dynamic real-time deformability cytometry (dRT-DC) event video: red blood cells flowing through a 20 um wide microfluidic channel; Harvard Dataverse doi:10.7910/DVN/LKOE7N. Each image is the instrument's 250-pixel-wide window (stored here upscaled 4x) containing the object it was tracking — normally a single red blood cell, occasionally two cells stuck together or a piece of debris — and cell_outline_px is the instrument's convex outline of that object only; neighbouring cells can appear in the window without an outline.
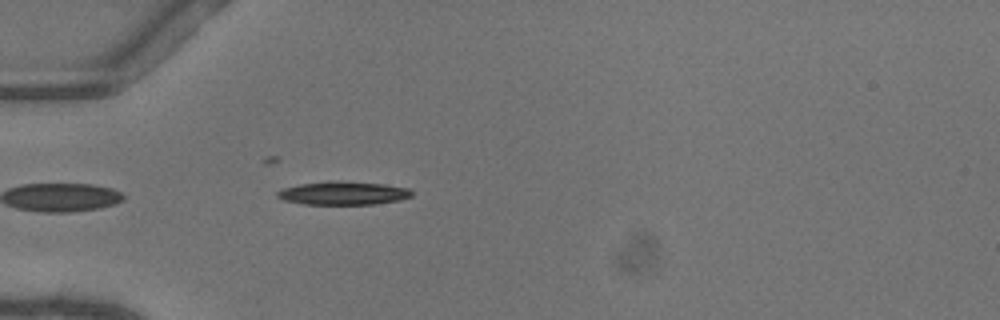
{"species": "common noctule bat (a hibernating species)", "species_latin": "Nyctalus noctula", "temperature_condition": "warm", "stored_images_in_passage": 33, "camera_frame_rate_fps": 3000, "um_per_image_px": 0.085, "animal": {"sex": "female"}, "frame": {"image": 1, "passage_image": 2, "time_ms": 0.333, "image_size_px": [1000, 320], "cell_outline_px": [[412, 196], [400, 200], [372, 204], [304, 204], [284, 200], [276, 196], [276, 192], [284, 188], [300, 184], [328, 180], [384, 184], [408, 188], [412, 192]], "centroid_in_image_um": [29.16, 16.41], "position_along_channel_um": 55.8, "area_um2": 18.21}}
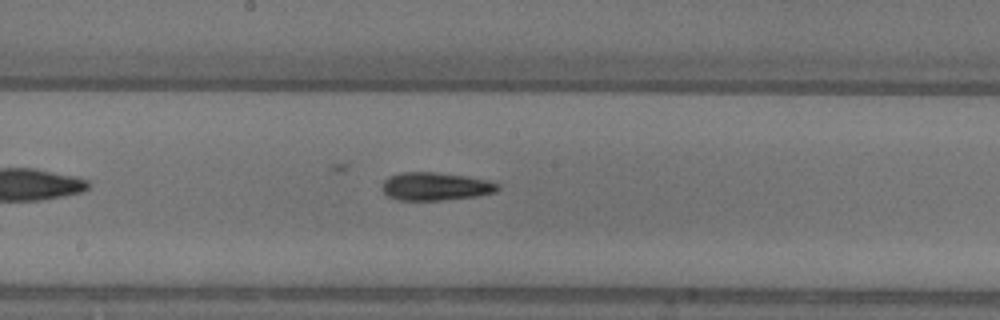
{"frame": {"image": 2, "passage_image": 14, "time_ms": 4.333, "image_size_px": [1000, 320], "cell_outline_px": [[500, 188], [496, 192], [476, 196], [440, 200], [400, 200], [388, 196], [384, 192], [384, 180], [388, 176], [404, 172], [432, 172], [464, 176], [488, 180], [500, 184]], "centroid_in_image_um": [37.05, 15.84], "position_along_channel_um": 211.2, "area_um2": 18.67}}
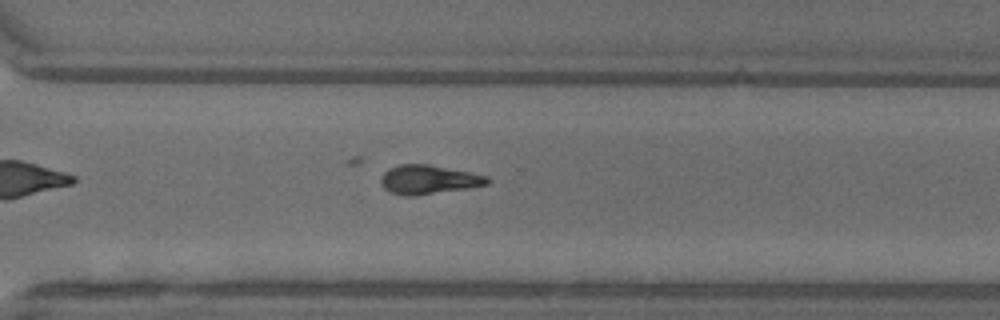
{"frame": {"image": 3, "passage_image": 23, "time_ms": 7.333, "image_size_px": [1000, 320], "cell_outline_px": [[492, 180], [488, 184], [468, 188], [416, 196], [404, 196], [392, 192], [384, 188], [380, 184], [380, 180], [384, 172], [388, 168], [400, 164], [428, 164], [488, 176]], "centroid_in_image_um": [36.42, 15.27], "position_along_channel_um": 334.2, "area_um2": 18.03}, "authors_computed_cell_mechanics": {"area_um2": 18.3804, "velocity_mm_per_s": 4.1145, "shape_relaxation_time_tau1_ms": 5.7951, "shape_relaxation_time_tau2_ms": 4.3866, "deformation_change_tau1": 0.2176, "deformation_change_tau2": 0.1447}}